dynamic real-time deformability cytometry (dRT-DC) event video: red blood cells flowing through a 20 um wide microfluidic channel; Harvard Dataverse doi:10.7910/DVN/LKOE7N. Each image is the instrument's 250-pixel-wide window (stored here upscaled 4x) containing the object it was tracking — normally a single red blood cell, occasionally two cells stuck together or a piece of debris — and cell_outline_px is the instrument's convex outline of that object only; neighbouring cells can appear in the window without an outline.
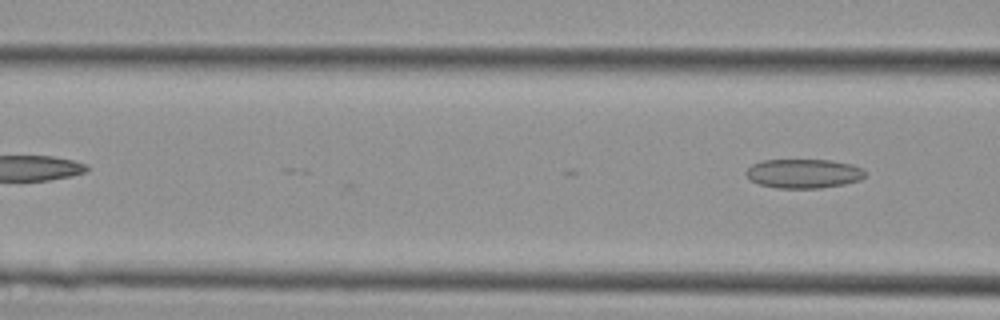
{"species": "Egyptian fruit bat (a non-hibernating species)", "species_latin": "Rousettus aegyptiacus", "temperature_condition": "cold", "stored_images_in_passage": 5, "camera_frame_rate_fps": 3000, "um_per_image_px": 0.085, "animal": {"sex": "female"}, "frame": {"image": 1, "passage_image": 5, "time_ms": 1.333, "image_size_px": [1000, 320], "cell_outline_px": [[864, 176], [860, 180], [844, 184], [820, 188], [776, 188], [760, 184], [752, 180], [744, 172], [752, 164], [764, 160], [828, 160], [852, 164], [860, 168], [864, 172]], "centroid_in_image_um": [68.29, 14.75], "position_along_channel_um": 98.3, "area_um2": 20.06}}